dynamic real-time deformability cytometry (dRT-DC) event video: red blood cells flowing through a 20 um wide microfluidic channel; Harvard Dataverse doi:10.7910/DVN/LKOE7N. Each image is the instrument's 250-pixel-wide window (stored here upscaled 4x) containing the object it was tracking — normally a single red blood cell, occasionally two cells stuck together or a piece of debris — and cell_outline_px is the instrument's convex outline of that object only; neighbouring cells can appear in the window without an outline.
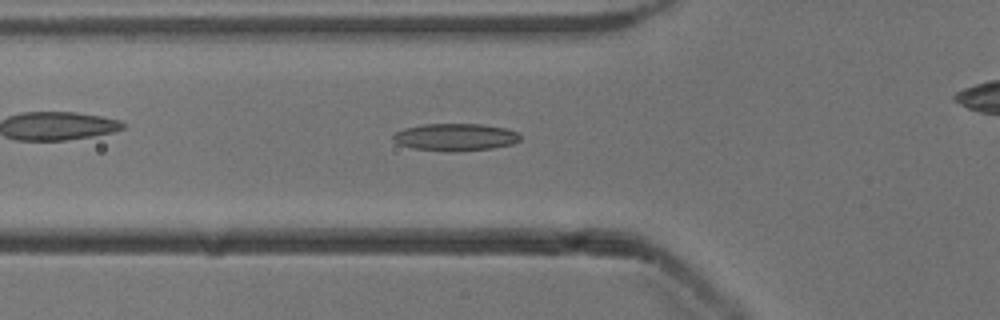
{"species": "common noctule bat (a hibernating species)", "species_latin": "Nyctalus noctula", "temperature_condition": "cold", "stored_images_in_passage": 46, "camera_frame_rate_fps": 3000, "um_per_image_px": 0.085, "animal": {"sex": "male", "body_mass_g": 13.3}, "frame": {"image": 1, "passage_image": 18, "time_ms": 5.667, "image_size_px": [1000, 320], "cell_outline_px": [[520, 140], [512, 144], [492, 148], [456, 152], [412, 148], [400, 144], [392, 140], [392, 136], [396, 132], [404, 128], [424, 124], [480, 124], [508, 128], [520, 132]], "centroid_in_image_um": [38.74, 11.65], "position_along_channel_um": 87.1, "area_um2": 20.35}}
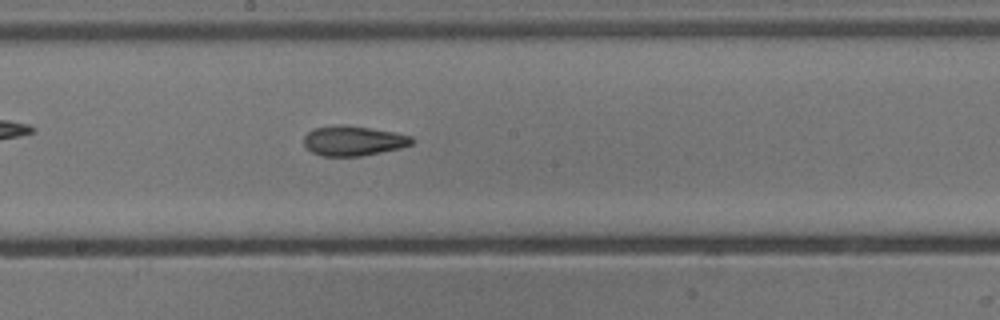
{"frame": {"image": 2, "passage_image": 28, "time_ms": 9.0, "image_size_px": [1000, 320], "cell_outline_px": [[412, 144], [400, 148], [360, 156], [320, 156], [312, 152], [304, 144], [304, 136], [312, 128], [340, 124], [344, 124], [392, 132], [412, 136]], "centroid_in_image_um": [29.98, 11.96], "position_along_channel_um": 218.2, "area_um2": 18.67}}
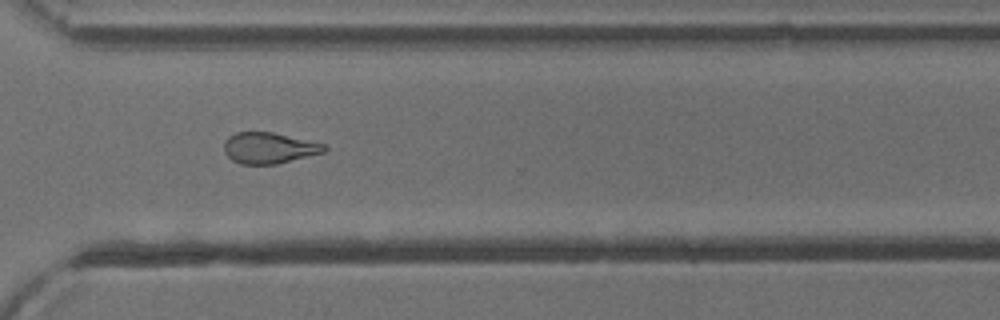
{"frame": {"image": 3, "passage_image": 38, "time_ms": 12.333, "image_size_px": [1000, 320], "cell_outline_px": [[328, 148], [324, 152], [276, 164], [240, 164], [232, 160], [224, 152], [224, 140], [228, 136], [236, 132], [272, 132], [324, 144]], "centroid_in_image_um": [22.82, 12.57], "position_along_channel_um": 347.8, "area_um2": 18.03}}